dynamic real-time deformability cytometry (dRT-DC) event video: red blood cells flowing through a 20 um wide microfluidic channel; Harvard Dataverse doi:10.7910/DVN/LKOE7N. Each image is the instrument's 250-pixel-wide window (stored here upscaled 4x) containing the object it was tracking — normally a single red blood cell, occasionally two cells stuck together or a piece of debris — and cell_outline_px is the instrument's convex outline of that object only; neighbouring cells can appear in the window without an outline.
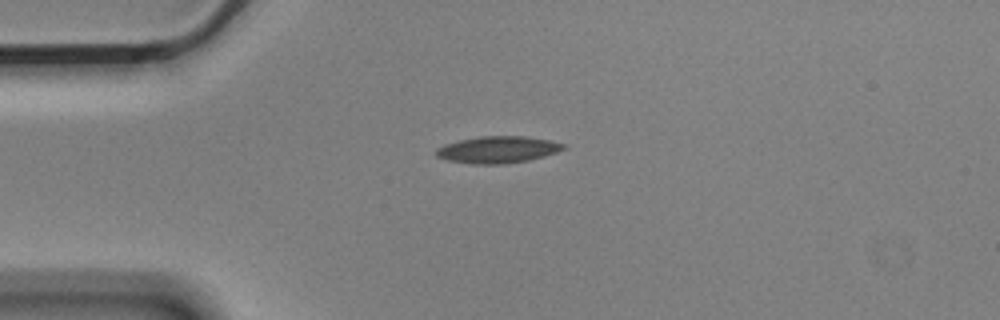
{"species": "Egyptian fruit bat (a non-hibernating species)", "species_latin": "Rousettus aegyptiacus", "temperature_condition": "cold", "stored_images_in_passage": 4, "camera_frame_rate_fps": 3000, "um_per_image_px": 0.085, "animal": {"sex": "male"}, "frame": {"image": 1, "passage_image": 1, "time_ms": 0.0, "image_size_px": [1000, 320], "cell_outline_px": [[564, 148], [556, 152], [544, 156], [528, 160], [500, 164], [472, 164], [444, 160], [436, 156], [436, 148], [444, 144], [460, 140], [480, 136], [524, 136], [548, 140], [564, 144]], "centroid_in_image_um": [42.24, 12.72], "position_along_channel_um": 42.8, "area_um2": 19.77}}
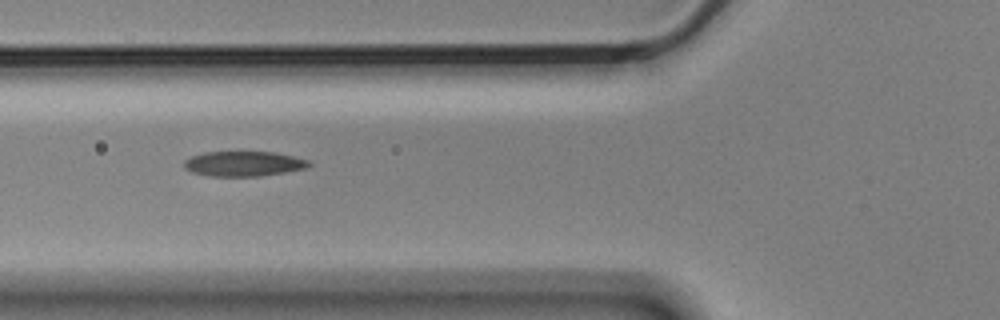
{"frame": {"image": 2, "passage_image": 3, "time_ms": 0.667, "image_size_px": [1000, 320], "cell_outline_px": [[312, 164], [308, 168], [260, 176], [212, 176], [192, 172], [184, 168], [184, 160], [192, 156], [204, 152], [272, 152], [292, 156], [308, 160]], "centroid_in_image_um": [20.71, 13.92], "position_along_channel_um": 105.1, "area_um2": 18.09}}
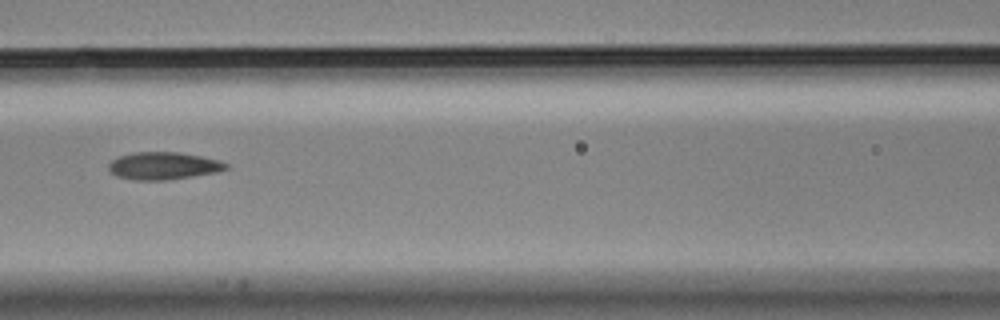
{"frame": {"image": 3, "passage_image": 4, "time_ms": 1.0, "image_size_px": [1000, 320], "cell_outline_px": [[228, 168], [216, 172], [168, 180], [140, 180], [116, 176], [108, 168], [108, 164], [112, 160], [120, 156], [132, 152], [180, 152], [200, 156], [216, 160], [228, 164]], "centroid_in_image_um": [13.87, 14.09], "position_along_channel_um": 152.7, "area_um2": 18.55}}